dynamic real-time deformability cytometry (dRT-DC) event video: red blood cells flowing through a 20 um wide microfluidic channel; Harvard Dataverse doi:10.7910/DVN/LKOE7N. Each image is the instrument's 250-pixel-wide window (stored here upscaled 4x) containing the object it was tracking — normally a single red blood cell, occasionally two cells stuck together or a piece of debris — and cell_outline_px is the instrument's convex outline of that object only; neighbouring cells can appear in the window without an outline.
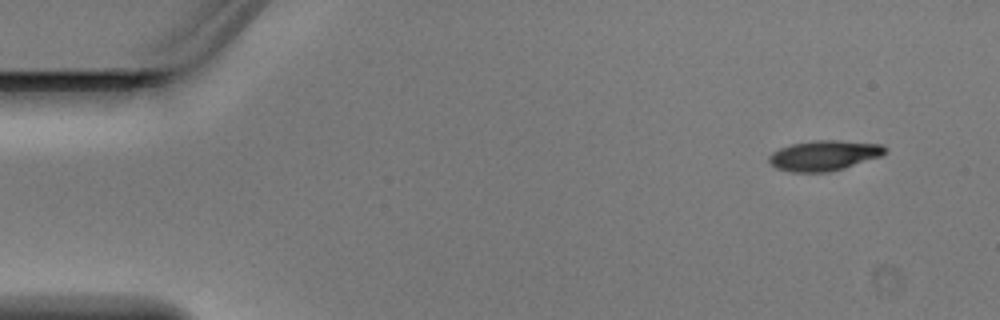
{"species": "Egyptian fruit bat (a non-hibernating species)", "species_latin": "Rousettus aegyptiacus", "temperature_condition": "warm", "stored_images_in_passage": 5, "camera_frame_rate_fps": 3000, "um_per_image_px": 0.085, "animal": {"sex": "male"}, "frame": {"image": 1, "passage_image": 1, "time_ms": 0.0, "image_size_px": [1000, 320], "cell_outline_px": [[884, 152], [880, 156], [844, 168], [828, 172], [792, 172], [776, 168], [768, 160], [768, 156], [772, 152], [780, 148], [792, 144], [816, 140], [840, 140], [884, 144]], "centroid_in_image_um": [70.02, 13.21], "position_along_channel_um": 15.0, "area_um2": 20.29}}
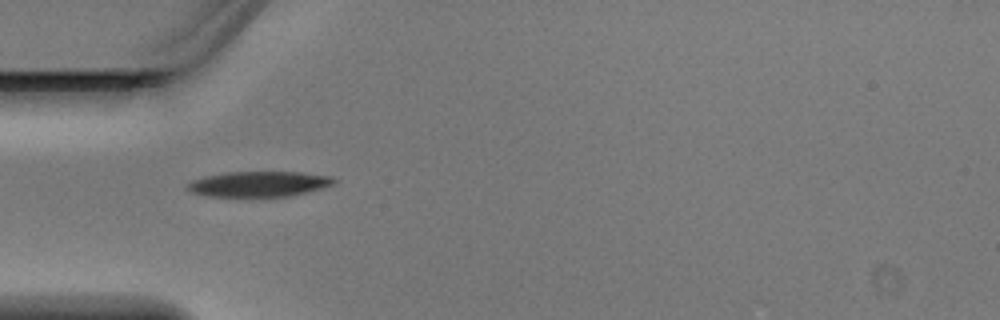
{"frame": {"image": 2, "passage_image": 4, "time_ms": 1.0, "image_size_px": [1000, 320], "cell_outline_px": [[336, 180], [332, 184], [320, 188], [288, 196], [204, 196], [192, 192], [184, 188], [192, 180], [204, 176], [228, 172], [300, 172], [332, 176]], "centroid_in_image_um": [21.95, 15.63], "position_along_channel_um": 63.1, "area_um2": 21.44}}
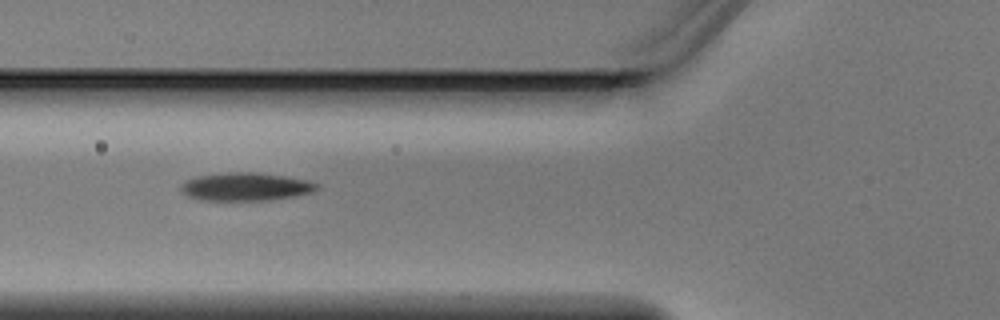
{"frame": {"image": 3, "passage_image": 5, "time_ms": 1.333, "image_size_px": [1000, 320], "cell_outline_px": [[316, 188], [312, 192], [292, 196], [268, 200], [208, 200], [188, 196], [180, 192], [180, 184], [196, 176], [228, 172], [256, 172], [284, 176], [304, 180], [316, 184]], "centroid_in_image_um": [20.8, 15.86], "position_along_channel_um": 105.0, "area_um2": 21.85}}